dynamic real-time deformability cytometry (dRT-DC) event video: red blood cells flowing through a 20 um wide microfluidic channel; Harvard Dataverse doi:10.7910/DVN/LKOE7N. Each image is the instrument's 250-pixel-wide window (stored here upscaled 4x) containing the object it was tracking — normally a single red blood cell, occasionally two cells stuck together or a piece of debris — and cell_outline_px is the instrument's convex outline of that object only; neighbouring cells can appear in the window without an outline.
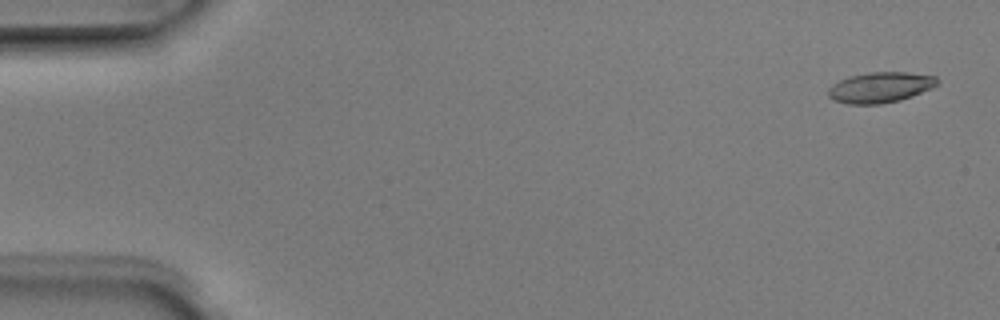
{"species": "Egyptian fruit bat (a non-hibernating species)", "species_latin": "Rousettus aegyptiacus", "temperature_condition": "room temperature", "stored_images_in_passage": 8, "camera_frame_rate_fps": 3000, "um_per_image_px": 0.085, "animal": {"sex": "male"}, "frame": {"image": 1, "passage_image": 1, "time_ms": 0.0, "image_size_px": [1000, 320], "cell_outline_px": [[936, 84], [932, 88], [912, 96], [900, 100], [880, 104], [848, 104], [832, 100], [828, 96], [828, 88], [832, 84], [848, 76], [872, 72], [908, 72], [936, 76]], "centroid_in_image_um": [74.78, 7.43], "position_along_channel_um": 10.2, "area_um2": 19.42}}
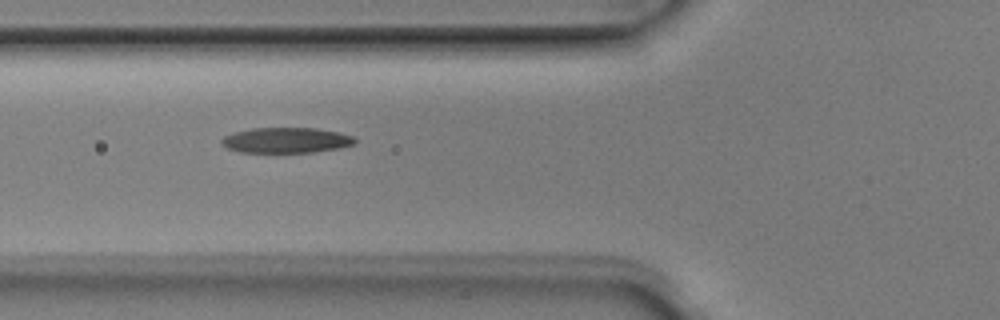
{"frame": {"image": 2, "passage_image": 6, "time_ms": 1.667, "image_size_px": [1000, 320], "cell_outline_px": [[356, 144], [340, 148], [312, 152], [240, 152], [228, 148], [220, 144], [220, 140], [224, 136], [236, 132], [252, 128], [316, 128], [340, 132], [356, 136]], "centroid_in_image_um": [24.38, 11.92], "position_along_channel_um": 101.4, "area_um2": 19.88}}
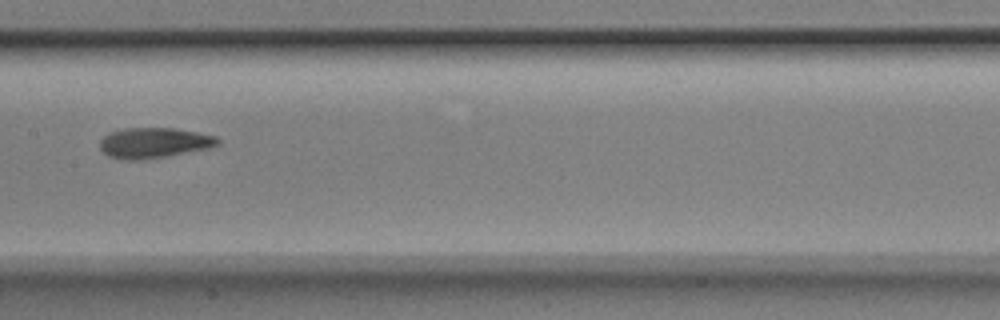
{"frame": {"image": 3, "passage_image": 8, "time_ms": 2.333, "image_size_px": [1000, 320], "cell_outline_px": [[220, 144], [208, 148], [164, 156], [140, 160], [120, 160], [108, 156], [100, 148], [100, 140], [108, 132], [124, 128], [172, 128], [196, 132], [216, 136], [220, 140]], "centroid_in_image_um": [13.05, 12.14], "position_along_channel_um": 194.4, "area_um2": 20.81}}